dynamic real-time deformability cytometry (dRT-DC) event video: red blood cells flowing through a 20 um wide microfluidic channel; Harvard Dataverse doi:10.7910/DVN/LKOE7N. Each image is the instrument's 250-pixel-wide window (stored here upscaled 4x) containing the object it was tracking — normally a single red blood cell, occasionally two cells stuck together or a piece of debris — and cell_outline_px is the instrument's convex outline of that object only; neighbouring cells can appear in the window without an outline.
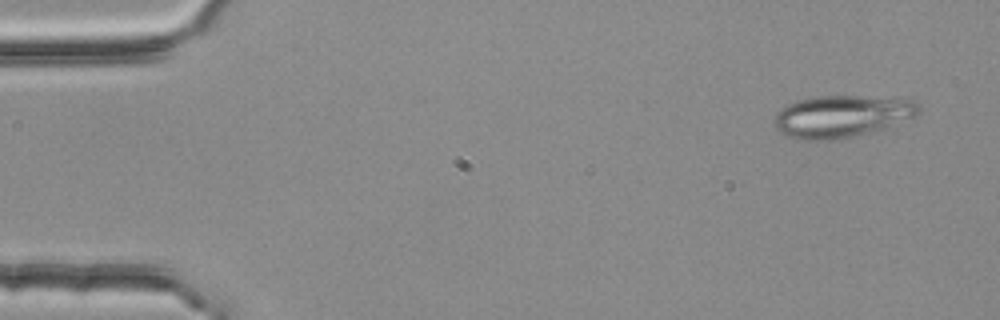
{"species": "common noctule bat (a hibernating species)", "species_latin": "Nyctalus noctula", "temperature_condition": "room temperature", "stored_images_in_passage": 4, "camera_frame_rate_fps": 3000, "um_per_image_px": 0.085, "animal": {"sex": "female", "body_mass_g": 25.1}, "frame": {"image": 1, "passage_image": 1, "time_ms": 0.0, "image_size_px": [1000, 320], "cell_outline_px": [[920, 112], [916, 116], [888, 128], [876, 132], [836, 140], [796, 140], [780, 132], [776, 128], [776, 112], [780, 108], [796, 100], [812, 96], [864, 96], [916, 100], [920, 108]], "centroid_in_image_um": [71.58, 9.9], "position_along_channel_um": 13.4, "area_um2": 36.07}}